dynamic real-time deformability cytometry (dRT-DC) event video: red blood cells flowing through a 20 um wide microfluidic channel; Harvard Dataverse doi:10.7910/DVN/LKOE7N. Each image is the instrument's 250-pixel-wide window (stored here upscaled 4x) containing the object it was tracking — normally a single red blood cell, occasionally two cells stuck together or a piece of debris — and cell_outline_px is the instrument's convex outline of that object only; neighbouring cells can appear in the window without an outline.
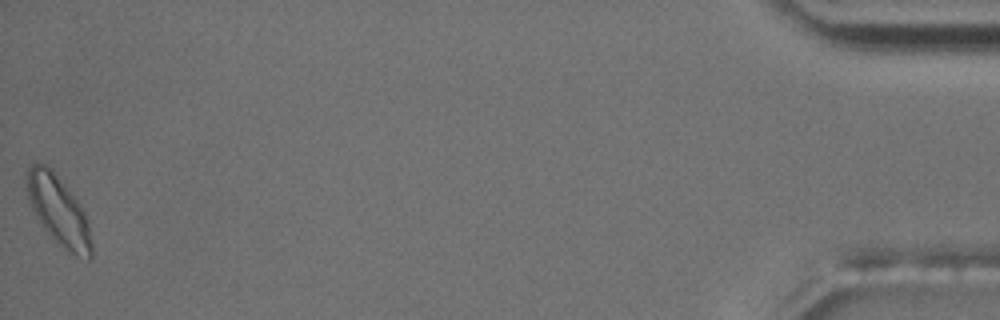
{"species": "common noctule bat (a hibernating species)", "species_latin": "Nyctalus noctula", "temperature_condition": "room temperature", "stored_images_in_passage": 53, "camera_frame_rate_fps": 3000, "um_per_image_px": 0.085, "animal": {"sex": "male", "body_mass_g": 17.5, "forearm_length_mm": 52.3}, "frame": {"image": 1, "passage_image": 53, "time_ms": 17.333, "image_size_px": [1000, 320], "cell_outline_px": [[92, 256], [88, 260], [76, 256], [60, 244], [40, 224], [32, 208], [28, 196], [28, 168], [32, 164], [44, 164], [52, 168], [76, 200], [84, 212], [88, 220], [92, 244]], "centroid_in_image_um": [5.01, 17.92], "position_along_channel_um": 430.2, "area_um2": 25.49}, "authors_computed_cell_mechanics": {"area_um2": 18.6116, "velocity_mm_per_s": 3.6751, "shape_relaxation_time_tau1_ms": 2.9925, "shape_relaxation_time_tau2_ms": null, "deformation_change_tau1": 0.1024, "deformation_change_tau2": null}}